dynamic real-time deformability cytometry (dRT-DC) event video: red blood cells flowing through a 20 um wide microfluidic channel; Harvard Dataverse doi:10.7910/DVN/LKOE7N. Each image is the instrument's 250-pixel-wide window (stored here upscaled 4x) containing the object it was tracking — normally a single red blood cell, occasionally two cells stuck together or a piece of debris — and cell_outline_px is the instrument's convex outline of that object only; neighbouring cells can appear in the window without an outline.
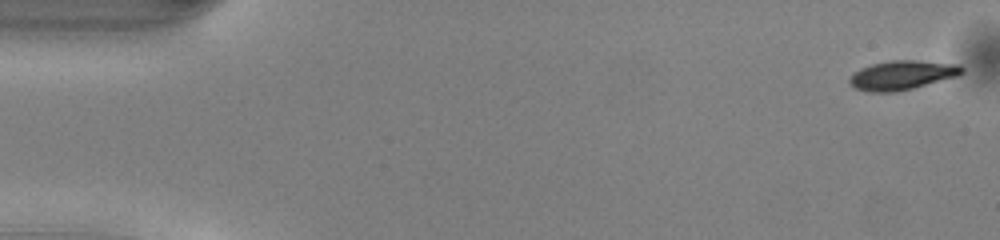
{"species": "common noctule bat (a hibernating species)", "species_latin": "Nyctalus noctula", "temperature_condition": "warm", "stored_images_in_passage": 50, "camera_frame_rate_fps": 3000, "um_per_image_px": 0.085, "animal": {"sex": "male", "body_mass_g": 13.0, "forearm_length_mm": 53.1}, "frame": {"image": 1, "passage_image": 1, "time_ms": 0.0, "image_size_px": [1000, 240], "cell_outline_px": [[964, 72], [960, 76], [912, 88], [892, 92], [868, 92], [856, 88], [848, 80], [852, 72], [860, 68], [872, 64], [892, 60], [916, 60], [960, 64], [964, 68]], "centroid_in_image_um": [76.71, 6.37], "position_along_channel_um": 8.3, "area_um2": 19.25}}
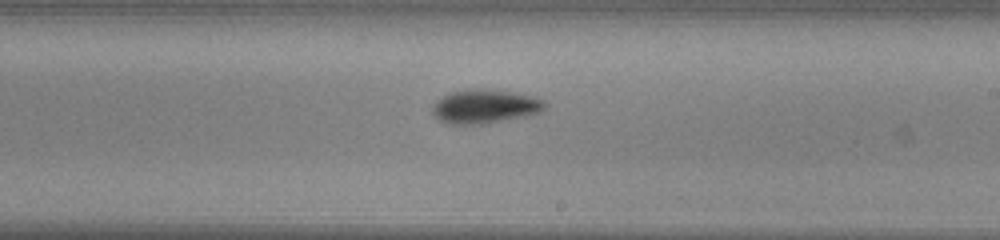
{"frame": {"image": 2, "passage_image": 29, "time_ms": 9.333, "image_size_px": [1000, 240], "cell_outline_px": [[548, 104], [540, 112], [524, 116], [488, 124], [452, 124], [440, 120], [432, 112], [432, 104], [436, 100], [448, 92], [468, 88], [488, 88], [536, 96], [544, 100]], "centroid_in_image_um": [41.22, 9.02], "position_along_channel_um": 247.8, "area_um2": 22.66}}
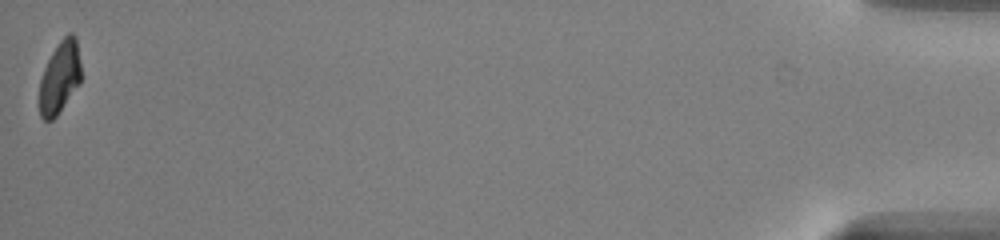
{"frame": {"image": 3, "passage_image": 50, "time_ms": 16.333, "image_size_px": [1000, 240], "cell_outline_px": [[80, 84], [56, 116], [52, 120], [44, 120], [40, 116], [40, 80], [44, 68], [52, 52], [60, 40], [68, 32], [72, 32], [76, 36], [80, 64]], "centroid_in_image_um": [5.09, 6.55], "position_along_channel_um": 430.1, "area_um2": 17.4}, "authors_computed_cell_mechanics": {"area_um2": 19.7676, "velocity_mm_per_s": 4.0668, "shape_relaxation_time_tau1_ms": 2.8603, "shape_relaxation_time_tau2_ms": 10.299, "deformation_change_tau1": 0.1332, "deformation_change_tau2": 0.1262}}